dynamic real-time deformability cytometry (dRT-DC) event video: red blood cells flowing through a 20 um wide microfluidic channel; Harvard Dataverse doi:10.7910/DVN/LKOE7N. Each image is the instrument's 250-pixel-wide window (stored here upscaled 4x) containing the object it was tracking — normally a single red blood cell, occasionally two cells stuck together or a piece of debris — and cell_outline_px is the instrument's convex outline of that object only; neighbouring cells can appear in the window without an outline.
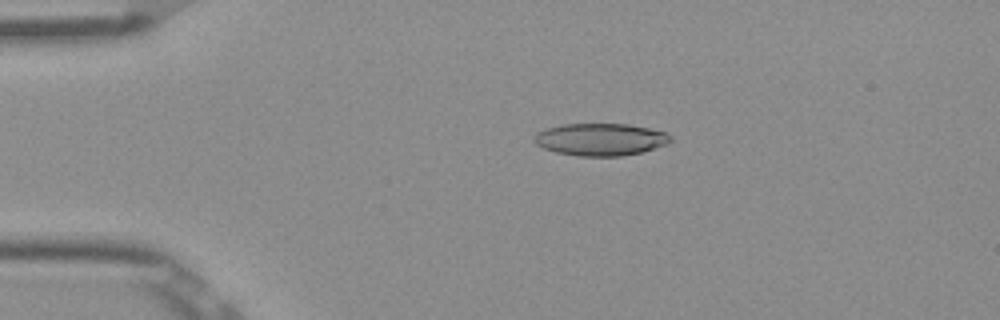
{"species": "Egyptian fruit bat (a non-hibernating species)", "species_latin": "Rousettus aegyptiacus", "temperature_condition": "room temperature", "stored_images_in_passage": 52, "camera_frame_rate_fps": 3000, "um_per_image_px": 0.085, "frame": {"image": 1, "passage_image": 11, "time_ms": 3.333, "image_size_px": [1000, 320], "cell_outline_px": [[672, 140], [668, 144], [644, 152], [620, 156], [576, 156], [556, 152], [544, 148], [536, 144], [532, 140], [532, 136], [536, 132], [544, 128], [560, 124], [628, 124], [648, 128], [664, 132], [672, 136]], "centroid_in_image_um": [51.01, 11.85], "position_along_channel_um": 34.0, "area_um2": 26.01}}
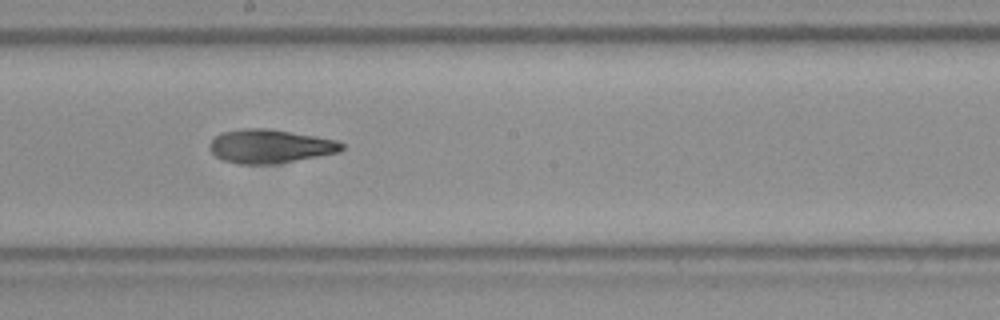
{"frame": {"image": 2, "passage_image": 29, "time_ms": 9.333, "image_size_px": [1000, 320], "cell_outline_px": [[344, 148], [340, 152], [272, 164], [240, 164], [224, 160], [216, 156], [212, 152], [208, 144], [216, 136], [224, 132], [240, 128], [268, 128], [316, 136], [336, 140], [344, 144]], "centroid_in_image_um": [22.96, 12.42], "position_along_channel_um": 225.2, "area_um2": 25.78}}
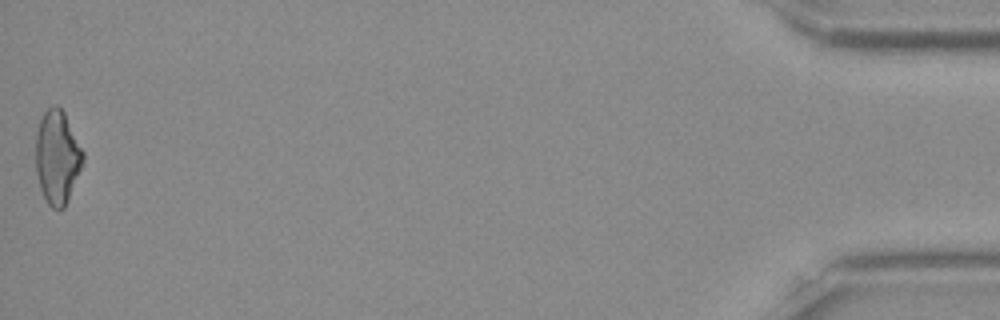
{"frame": {"image": 3, "passage_image": 52, "time_ms": 17.0, "image_size_px": [1000, 320], "cell_outline_px": [[84, 160], [68, 200], [64, 208], [52, 208], [48, 204], [40, 188], [36, 172], [36, 132], [40, 120], [44, 112], [52, 104], [56, 104], [64, 112], [84, 152]], "centroid_in_image_um": [4.86, 13.34], "position_along_channel_um": 430.3, "area_um2": 25.66}, "authors_computed_cell_mechanics": {"area_um2": 25.6054, "velocity_mm_per_s": 3.9184, "shape_relaxation_time_tau1_ms": 7.0012, "shape_relaxation_time_tau2_ms": 3.829, "deformation_change_tau1": 0.202, "deformation_change_tau2": 0.1399}}